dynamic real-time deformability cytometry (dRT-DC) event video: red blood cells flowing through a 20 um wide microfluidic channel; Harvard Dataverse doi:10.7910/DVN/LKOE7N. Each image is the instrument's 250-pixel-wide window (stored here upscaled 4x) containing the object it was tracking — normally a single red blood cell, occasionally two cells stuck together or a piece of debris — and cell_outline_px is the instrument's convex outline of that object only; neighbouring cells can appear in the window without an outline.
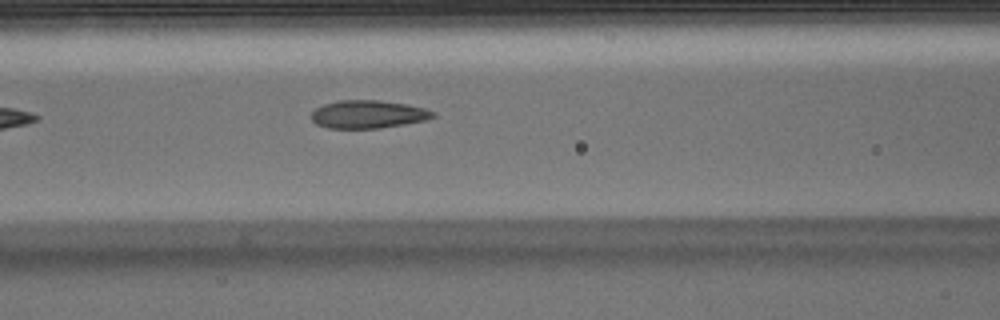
{"species": "Egyptian fruit bat (a non-hibernating species)", "species_latin": "Rousettus aegyptiacus", "temperature_condition": "warm", "stored_images_in_passage": 5, "camera_frame_rate_fps": 3000, "um_per_image_px": 0.085, "animal": {"sex": "male"}, "frame": {"image": 1, "passage_image": 5, "time_ms": 1.333, "image_size_px": [1000, 320], "cell_outline_px": [[436, 116], [424, 120], [404, 124], [380, 128], [328, 128], [316, 124], [312, 120], [312, 112], [316, 108], [324, 104], [336, 100], [376, 100], [404, 104], [424, 108], [436, 112]], "centroid_in_image_um": [31.27, 9.71], "position_along_channel_um": 135.3, "area_um2": 19.71}}